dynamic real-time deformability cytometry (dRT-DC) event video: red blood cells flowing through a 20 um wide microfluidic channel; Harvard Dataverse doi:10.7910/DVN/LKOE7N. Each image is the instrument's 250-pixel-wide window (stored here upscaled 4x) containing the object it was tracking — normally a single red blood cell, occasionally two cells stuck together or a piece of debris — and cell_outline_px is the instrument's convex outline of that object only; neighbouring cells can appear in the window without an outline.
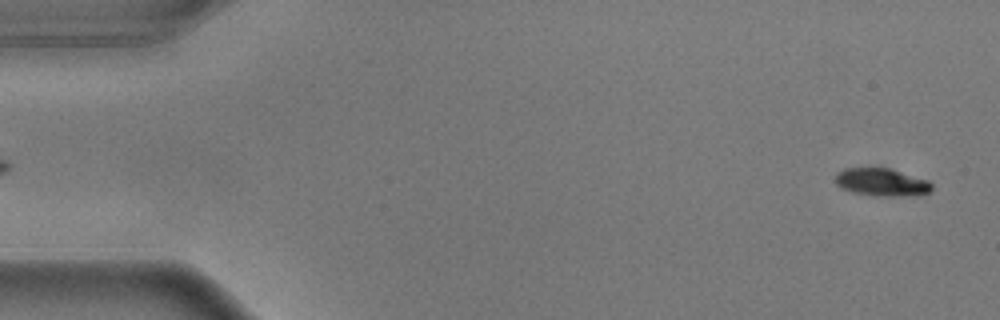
{"species": "common noctule bat (a hibernating species)", "species_latin": "Nyctalus noctula", "temperature_condition": "warm", "stored_images_in_passage": 8, "camera_frame_rate_fps": 3000, "um_per_image_px": 0.085, "animal": {"sex": "male", "body_mass_g": 17.9}, "frame": {"image": 1, "passage_image": 2, "time_ms": 0.333, "image_size_px": [1000, 320], "cell_outline_px": [[932, 188], [928, 192], [916, 196], [884, 196], [852, 192], [840, 188], [836, 184], [836, 172], [844, 168], [888, 168], [928, 180], [932, 184]], "centroid_in_image_um": [74.93, 15.49], "position_along_channel_um": 10.1, "area_um2": 15.55}}